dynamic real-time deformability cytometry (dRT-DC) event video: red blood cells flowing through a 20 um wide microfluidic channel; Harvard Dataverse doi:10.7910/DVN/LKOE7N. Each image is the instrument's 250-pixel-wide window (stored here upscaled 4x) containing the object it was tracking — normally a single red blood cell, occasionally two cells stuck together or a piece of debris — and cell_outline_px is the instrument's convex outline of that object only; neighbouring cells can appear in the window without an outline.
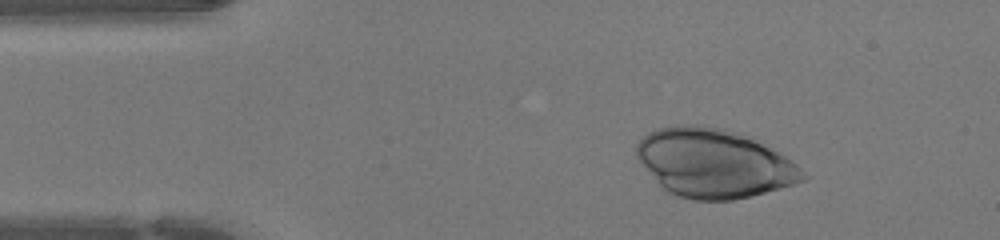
{"species": "human", "species_latin": "Homo sapiens", "temperature_condition": "warm", "stored_images_in_passage": 46, "camera_frame_rate_fps": 3000, "um_per_image_px": 0.085, "donor": {"sex": "female"}, "frame": {"image": 1, "passage_image": 6, "time_ms": 1.667, "image_size_px": [1000, 240], "cell_outline_px": [[808, 176], [804, 180], [792, 184], [764, 192], [732, 200], [692, 200], [668, 192], [656, 180], [636, 156], [636, 144], [648, 132], [660, 128], [676, 124], [700, 124], [740, 132], [752, 136], [784, 156], [796, 164]], "centroid_in_image_um": [60.68, 13.84], "position_along_channel_um": 24.3, "area_um2": 66.18}}